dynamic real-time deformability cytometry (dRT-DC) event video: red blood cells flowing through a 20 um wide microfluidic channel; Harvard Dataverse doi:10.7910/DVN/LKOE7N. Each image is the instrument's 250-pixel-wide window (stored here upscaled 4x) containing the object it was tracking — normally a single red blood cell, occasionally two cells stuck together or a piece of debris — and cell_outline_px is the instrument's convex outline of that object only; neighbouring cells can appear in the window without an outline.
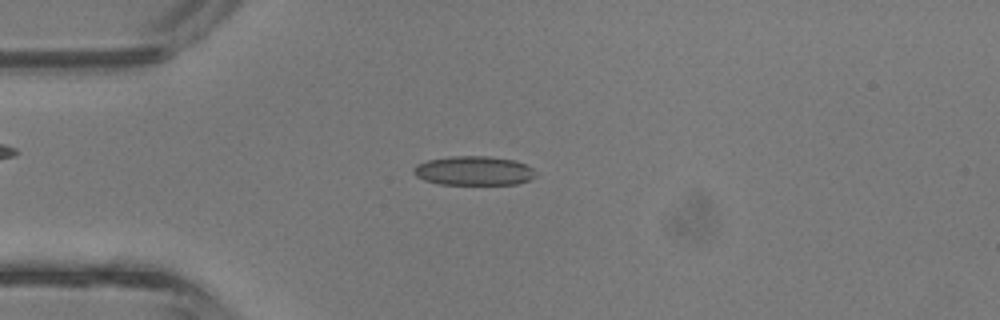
{"species": "common noctule bat (a hibernating species)", "species_latin": "Nyctalus noctula", "temperature_condition": "room temperature", "stored_images_in_passage": 6, "camera_frame_rate_fps": 3000, "um_per_image_px": 0.085, "animal": {"sex": "male", "body_mass_g": 13.3}, "frame": {"image": 1, "passage_image": 4, "time_ms": 1.0, "image_size_px": [1000, 320], "cell_outline_px": [[536, 176], [528, 180], [516, 184], [440, 184], [424, 180], [416, 176], [412, 172], [412, 168], [416, 164], [428, 160], [448, 156], [488, 156], [512, 160], [524, 164], [532, 168]], "centroid_in_image_um": [40.21, 14.51], "position_along_channel_um": 44.8, "area_um2": 20.69}}